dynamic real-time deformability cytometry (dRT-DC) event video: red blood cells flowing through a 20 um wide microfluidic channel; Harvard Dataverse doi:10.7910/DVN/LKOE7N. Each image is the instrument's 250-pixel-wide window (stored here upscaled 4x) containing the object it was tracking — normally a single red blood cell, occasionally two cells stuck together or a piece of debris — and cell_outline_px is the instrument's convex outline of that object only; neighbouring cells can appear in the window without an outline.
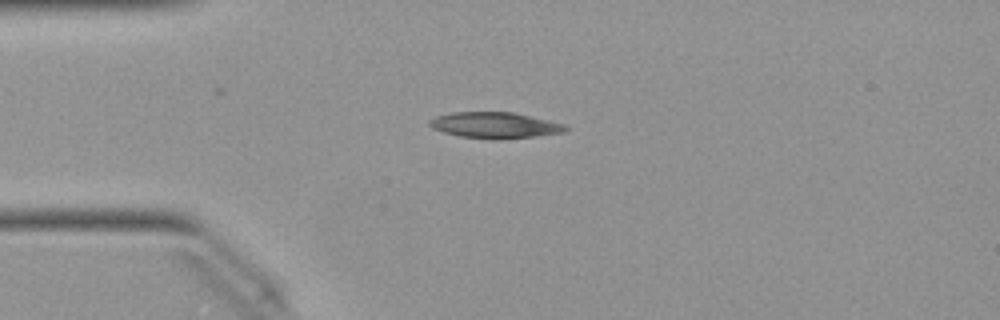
{"species": "Egyptian fruit bat (a non-hibernating species)", "species_latin": "Rousettus aegyptiacus", "temperature_condition": "warm", "stored_images_in_passage": 21, "camera_frame_rate_fps": 3000, "um_per_image_px": 0.085, "animal": {"sex": "female"}, "frame": {"image": 1, "passage_image": 1, "time_ms": 0.0, "image_size_px": [1000, 320], "cell_outline_px": [[568, 128], [564, 132], [500, 140], [496, 140], [460, 136], [444, 132], [432, 128], [428, 124], [428, 120], [436, 116], [452, 112], [512, 112], [548, 120], [564, 124]], "centroid_in_image_um": [42.02, 10.64], "position_along_channel_um": 43.0, "area_um2": 20.52}}
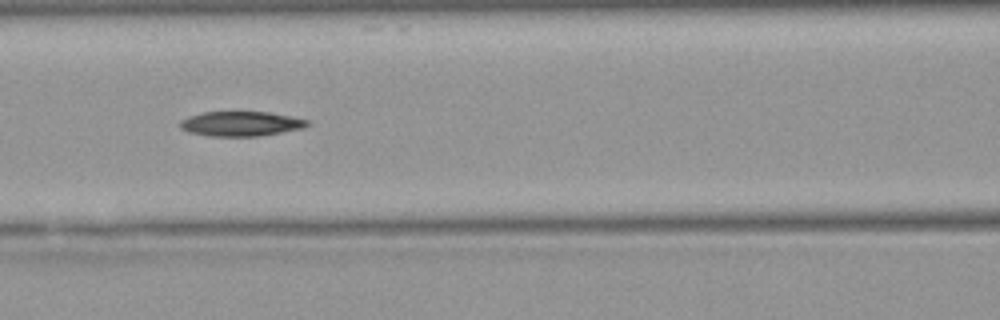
{"frame": {"image": 2, "passage_image": 10, "time_ms": 3.0, "image_size_px": [1000, 320], "cell_outline_px": [[308, 124], [304, 128], [260, 136], [208, 136], [188, 132], [180, 128], [176, 124], [180, 120], [188, 116], [204, 112], [268, 112], [292, 116], [308, 120]], "centroid_in_image_um": [20.42, 10.52], "position_along_channel_um": 146.2, "area_um2": 18.5}}
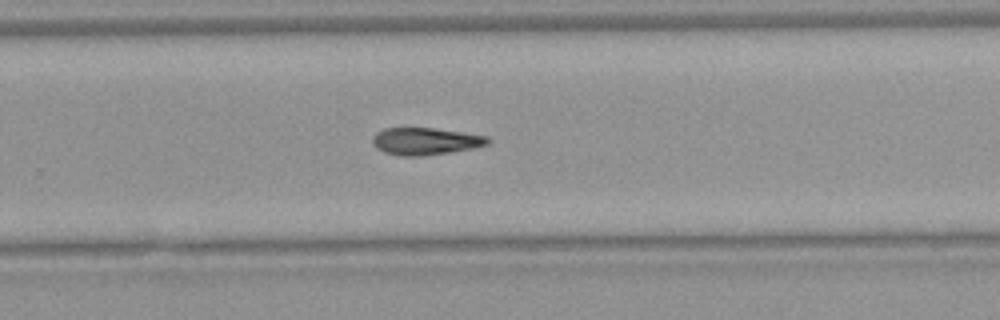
{"frame": {"image": 3, "passage_image": 21, "time_ms": 6.667, "image_size_px": [1000, 320], "cell_outline_px": [[492, 140], [488, 144], [476, 148], [452, 152], [424, 156], [400, 156], [384, 152], [376, 148], [372, 144], [372, 136], [376, 132], [384, 128], [432, 128], [488, 136]], "centroid_in_image_um": [36.16, 12.01], "position_along_channel_um": 293.6, "area_um2": 18.5}}